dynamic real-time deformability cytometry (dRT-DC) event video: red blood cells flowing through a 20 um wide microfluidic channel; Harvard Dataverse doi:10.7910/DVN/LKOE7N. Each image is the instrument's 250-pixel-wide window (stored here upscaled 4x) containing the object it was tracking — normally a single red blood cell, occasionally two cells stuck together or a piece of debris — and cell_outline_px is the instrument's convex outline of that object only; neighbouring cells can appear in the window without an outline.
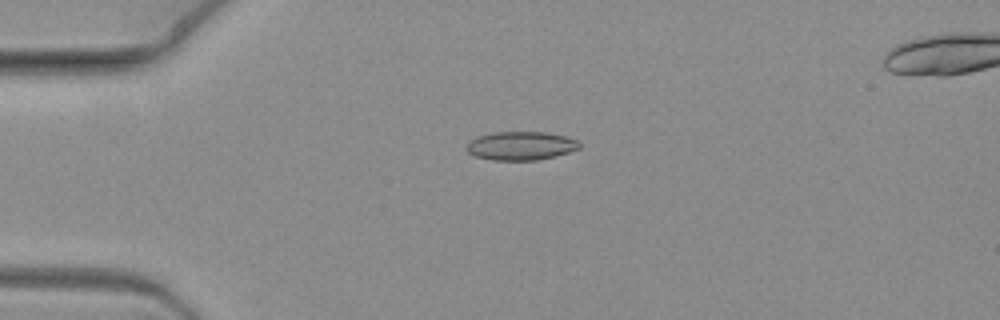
{"species": "common noctule bat (a hibernating species)", "species_latin": "Nyctalus noctula", "temperature_condition": "warm", "stored_images_in_passage": 8, "camera_frame_rate_fps": 3000, "um_per_image_px": 0.085, "animal": {"sex": "female", "body_mass_g": 19.3, "forearm_length_mm": 54.1}, "frame": {"image": 1, "passage_image": 6, "time_ms": 1.667, "image_size_px": [1000, 320], "cell_outline_px": [[580, 148], [556, 156], [536, 160], [492, 160], [472, 156], [464, 148], [476, 136], [492, 132], [544, 132], [564, 136], [580, 140]], "centroid_in_image_um": [44.25, 12.39], "position_along_channel_um": 40.7, "area_um2": 18.96}}